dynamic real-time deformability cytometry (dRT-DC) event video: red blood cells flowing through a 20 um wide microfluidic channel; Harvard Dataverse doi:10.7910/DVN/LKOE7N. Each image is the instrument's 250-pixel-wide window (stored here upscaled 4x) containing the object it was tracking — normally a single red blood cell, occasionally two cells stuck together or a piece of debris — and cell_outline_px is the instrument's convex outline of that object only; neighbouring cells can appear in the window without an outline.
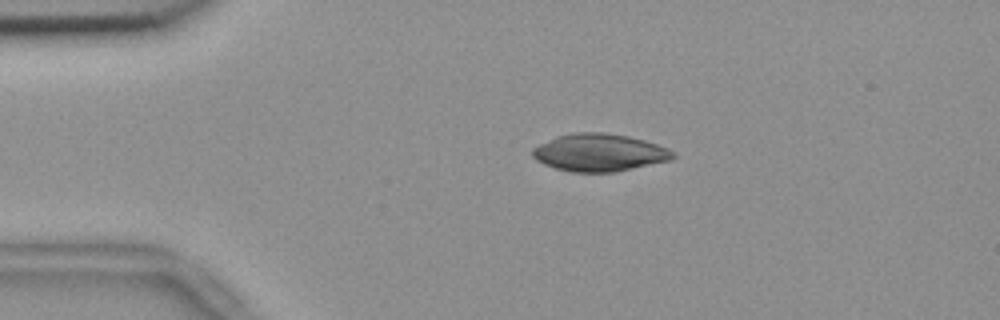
{"species": "common noctule bat (a hibernating species)", "species_latin": "Nyctalus noctula", "temperature_condition": "room temperature", "stored_images_in_passage": 47, "camera_frame_rate_fps": 3000, "um_per_image_px": 0.085, "animal": {"sex": "female", "body_mass_g": 18.4}, "frame": {"image": 1, "passage_image": 4, "time_ms": 1.0, "image_size_px": [1000, 320], "cell_outline_px": [[676, 156], [672, 160], [616, 172], [572, 172], [556, 168], [544, 164], [536, 160], [532, 156], [532, 148], [556, 136], [576, 132], [604, 132], [628, 136], [644, 140], [668, 148]], "centroid_in_image_um": [50.95, 12.97], "position_along_channel_um": 34.1, "area_um2": 30.75}}
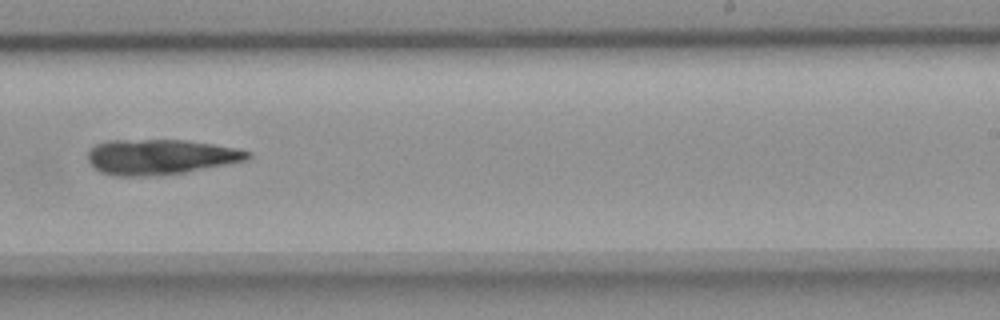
{"frame": {"image": 2, "passage_image": 27, "time_ms": 8.667, "image_size_px": [1000, 320], "cell_outline_px": [[252, 156], [248, 160], [184, 172], [156, 176], [116, 176], [100, 172], [92, 168], [88, 160], [88, 152], [96, 144], [108, 140], [188, 140], [236, 148], [252, 152]], "centroid_in_image_um": [13.61, 13.34], "position_along_channel_um": 275.4, "area_um2": 33.0}}
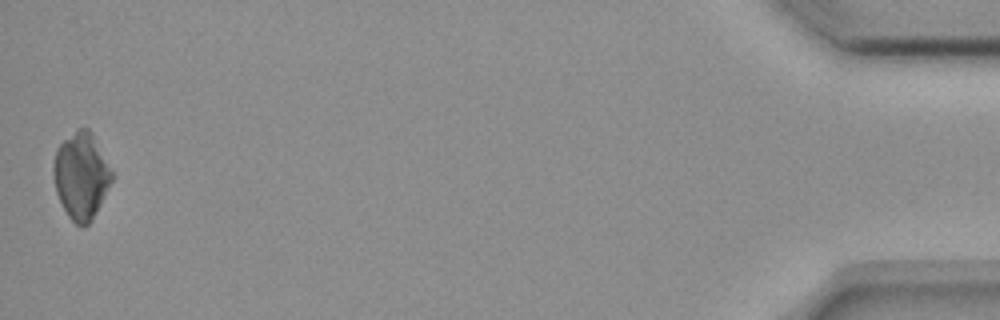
{"frame": {"image": 3, "passage_image": 47, "time_ms": 15.333, "image_size_px": [1000, 320], "cell_outline_px": [[112, 180], [92, 220], [88, 224], [76, 224], [68, 216], [56, 192], [52, 172], [52, 168], [56, 148], [64, 140], [80, 128], [88, 128], [92, 132], [112, 172]], "centroid_in_image_um": [6.88, 14.93], "position_along_channel_um": 428.3, "area_um2": 28.9}}